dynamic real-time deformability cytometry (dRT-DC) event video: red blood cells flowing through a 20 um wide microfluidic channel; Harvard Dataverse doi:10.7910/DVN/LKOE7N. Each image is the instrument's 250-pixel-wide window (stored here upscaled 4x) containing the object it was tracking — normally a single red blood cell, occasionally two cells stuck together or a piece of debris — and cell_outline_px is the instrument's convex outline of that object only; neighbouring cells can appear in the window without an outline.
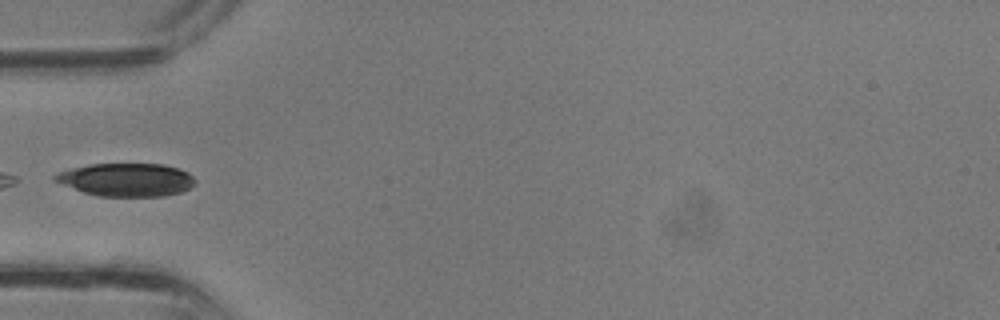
{"species": "common noctule bat (a hibernating species)", "species_latin": "Nyctalus noctula", "temperature_condition": "room temperature", "stored_images_in_passage": 23, "camera_frame_rate_fps": 3000, "um_per_image_px": 0.085, "animal": {"sex": "male", "body_mass_g": 13.3}, "frame": {"image": 1, "passage_image": 1, "time_ms": 0.0, "image_size_px": [1000, 320], "cell_outline_px": [[196, 184], [180, 192], [164, 196], [96, 196], [84, 192], [52, 180], [52, 176], [60, 172], [72, 168], [92, 164], [164, 164], [188, 172], [196, 180]], "centroid_in_image_um": [10.75, 15.28], "position_along_channel_um": 74.2, "area_um2": 26.88}}
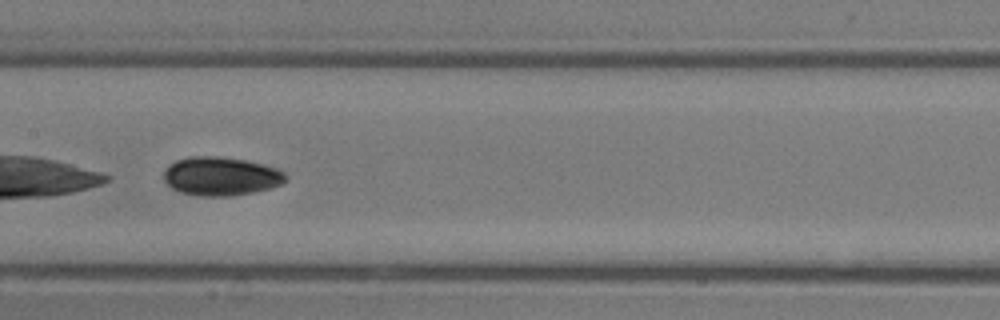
{"frame": {"image": 2, "passage_image": 7, "time_ms": 2.0, "image_size_px": [1000, 320], "cell_outline_px": [[288, 176], [280, 184], [272, 188], [232, 196], [196, 196], [180, 192], [172, 188], [164, 180], [164, 172], [176, 160], [188, 156], [220, 156], [244, 160], [276, 168], [284, 172]], "centroid_in_image_um": [18.77, 14.98], "position_along_channel_um": 188.6, "area_um2": 27.34}}
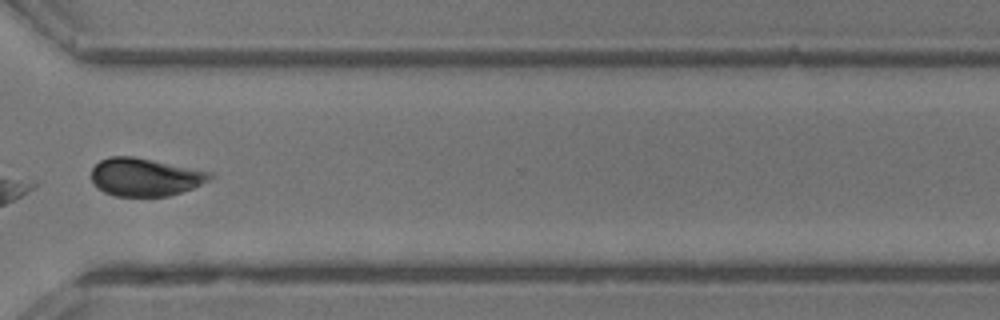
{"frame": {"image": 3, "passage_image": 16, "time_ms": 5.0, "image_size_px": [1000, 320], "cell_outline_px": [[212, 176], [208, 180], [192, 188], [168, 196], [116, 196], [104, 192], [96, 188], [92, 184], [92, 168], [100, 160], [108, 156], [132, 156], [212, 172]], "centroid_in_image_um": [12.27, 15.05], "position_along_channel_um": 358.3, "area_um2": 26.07}}